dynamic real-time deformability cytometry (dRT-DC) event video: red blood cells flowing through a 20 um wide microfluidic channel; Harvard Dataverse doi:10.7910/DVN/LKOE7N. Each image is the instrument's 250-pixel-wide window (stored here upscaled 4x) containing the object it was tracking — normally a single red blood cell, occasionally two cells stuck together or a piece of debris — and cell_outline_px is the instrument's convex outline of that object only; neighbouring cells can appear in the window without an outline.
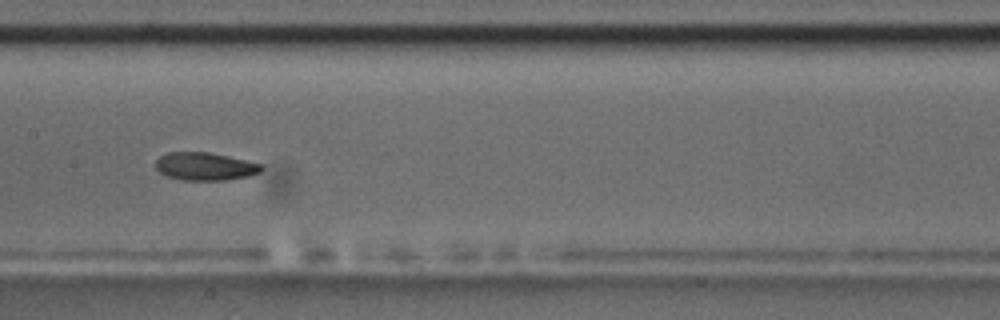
{"species": "common noctule bat (a hibernating species)", "species_latin": "Nyctalus noctula", "temperature_condition": "room temperature", "stored_images_in_passage": 9, "camera_frame_rate_fps": 3000, "um_per_image_px": 0.085, "animal": {"sex": "male", "body_mass_g": 17.5, "forearm_length_mm": 52.3}, "frame": {"image": 1, "passage_image": 9, "time_ms": 9.333, "image_size_px": [1000, 320], "cell_outline_px": [[264, 168], [260, 172], [248, 176], [224, 180], [180, 180], [168, 176], [160, 172], [156, 168], [156, 160], [160, 156], [168, 152], [208, 152], [228, 156], [260, 164]], "centroid_in_image_um": [17.41, 14.14], "position_along_channel_um": 190.0, "area_um2": 17.05}}